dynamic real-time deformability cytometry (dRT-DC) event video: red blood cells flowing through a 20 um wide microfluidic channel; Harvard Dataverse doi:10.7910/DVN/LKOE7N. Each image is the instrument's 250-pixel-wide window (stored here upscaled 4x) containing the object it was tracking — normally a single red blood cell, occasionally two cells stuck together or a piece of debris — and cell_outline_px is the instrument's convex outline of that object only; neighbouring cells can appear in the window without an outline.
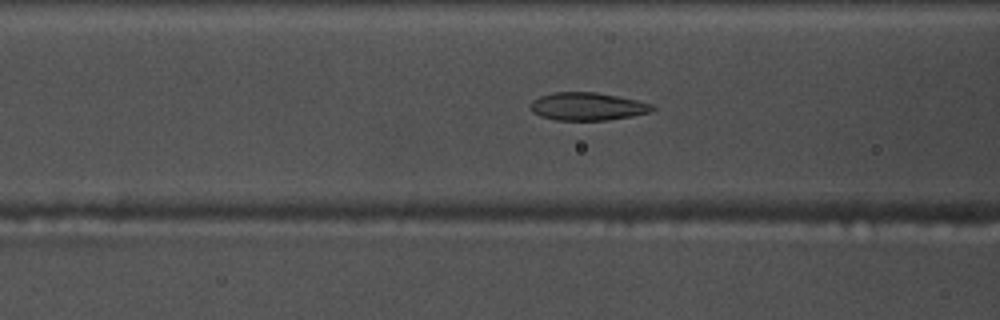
{"species": "common noctule bat (a hibernating species)", "species_latin": "Nyctalus noctula", "temperature_condition": "warm", "stored_images_in_passage": 54, "camera_frame_rate_fps": 3000, "um_per_image_px": 0.085, "animal": {"sex": "male", "body_mass_g": 17.5, "forearm_length_mm": 52.3}, "frame": {"image": 1, "passage_image": 21, "time_ms": 6.667, "image_size_px": [1000, 320], "cell_outline_px": [[656, 108], [652, 112], [632, 116], [608, 120], [556, 120], [540, 116], [532, 112], [532, 100], [540, 96], [556, 92], [596, 92], [636, 100], [652, 104]], "centroid_in_image_um": [49.96, 9.05], "position_along_channel_um": 116.6, "area_um2": 19.71}}
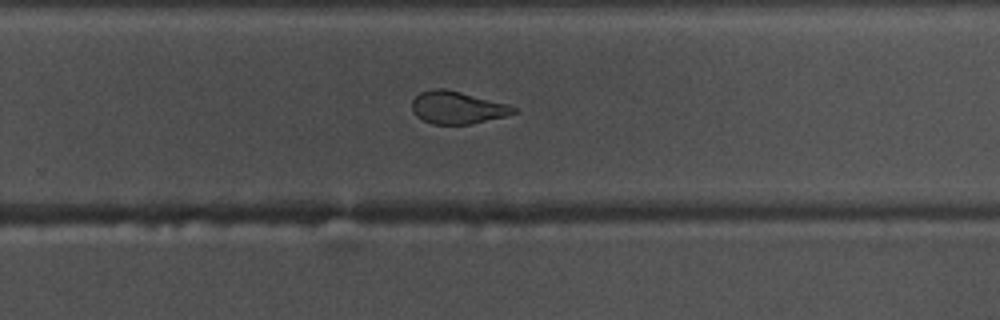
{"frame": {"image": 2, "passage_image": 35, "time_ms": 11.333, "image_size_px": [1000, 320], "cell_outline_px": [[516, 112], [504, 116], [472, 124], [432, 124], [416, 116], [412, 112], [412, 100], [420, 92], [432, 88], [444, 88], [508, 104], [516, 108]], "centroid_in_image_um": [38.83, 9.14], "position_along_channel_um": 291.0, "area_um2": 19.13}}
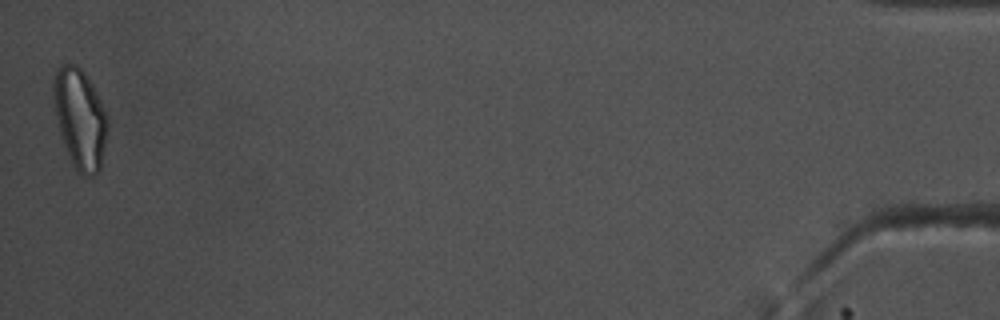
{"frame": {"image": 3, "passage_image": 54, "time_ms": 17.667, "image_size_px": [1000, 320], "cell_outline_px": [[108, 128], [100, 168], [92, 176], [84, 176], [72, 164], [60, 136], [52, 100], [52, 80], [56, 68], [60, 64], [76, 64], [84, 72], [92, 84], [100, 100], [108, 120]], "centroid_in_image_um": [6.76, 10.03], "position_along_channel_um": 428.4, "area_um2": 31.67}, "authors_computed_cell_mechanics": {"area_um2": 20.6346, "velocity_mm_per_s": 3.7452, "shape_relaxation_time_tau1_ms": 7.027, "shape_relaxation_time_tau2_ms": 1.3356, "deformation_change_tau1": 0.2059, "deformation_change_tau2": 0.0659}}